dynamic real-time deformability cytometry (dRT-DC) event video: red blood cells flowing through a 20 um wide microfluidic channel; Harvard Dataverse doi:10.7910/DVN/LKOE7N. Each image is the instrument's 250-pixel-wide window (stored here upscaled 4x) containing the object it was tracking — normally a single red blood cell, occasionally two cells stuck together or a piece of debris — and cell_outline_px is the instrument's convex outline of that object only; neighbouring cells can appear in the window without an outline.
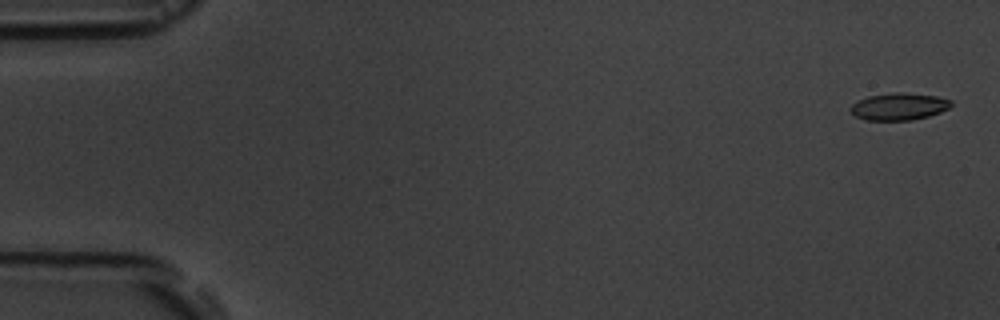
{"species": "common noctule bat (a hibernating species)", "species_latin": "Nyctalus noctula", "temperature_condition": "room temperature", "stored_images_in_passage": 6, "camera_frame_rate_fps": 3000, "um_per_image_px": 0.085, "animal": {"sex": "male", "body_mass_g": 19.5, "forearm_length_mm": 54.6}, "frame": {"image": 1, "passage_image": 1, "time_ms": 0.0, "image_size_px": [1000, 320], "cell_outline_px": [[952, 104], [948, 108], [940, 112], [928, 116], [912, 120], [864, 120], [856, 116], [848, 108], [856, 100], [868, 96], [892, 92], [900, 92], [936, 96], [952, 100]], "centroid_in_image_um": [76.38, 9.05], "position_along_channel_um": 8.6, "area_um2": 15.95}}
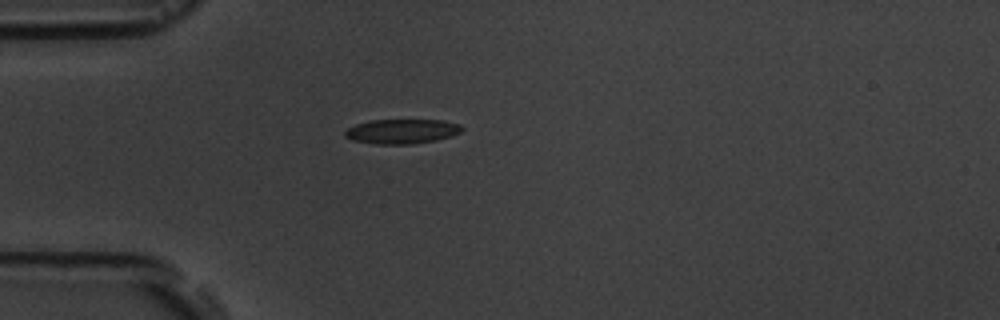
{"frame": {"image": 2, "passage_image": 5, "time_ms": 4.667, "image_size_px": [1000, 320], "cell_outline_px": [[464, 128], [460, 132], [452, 136], [436, 140], [412, 144], [376, 144], [352, 140], [344, 136], [344, 132], [348, 128], [356, 124], [372, 120], [444, 120], [460, 124]], "centroid_in_image_um": [34.18, 11.16], "position_along_channel_um": 50.8, "area_um2": 16.82}}